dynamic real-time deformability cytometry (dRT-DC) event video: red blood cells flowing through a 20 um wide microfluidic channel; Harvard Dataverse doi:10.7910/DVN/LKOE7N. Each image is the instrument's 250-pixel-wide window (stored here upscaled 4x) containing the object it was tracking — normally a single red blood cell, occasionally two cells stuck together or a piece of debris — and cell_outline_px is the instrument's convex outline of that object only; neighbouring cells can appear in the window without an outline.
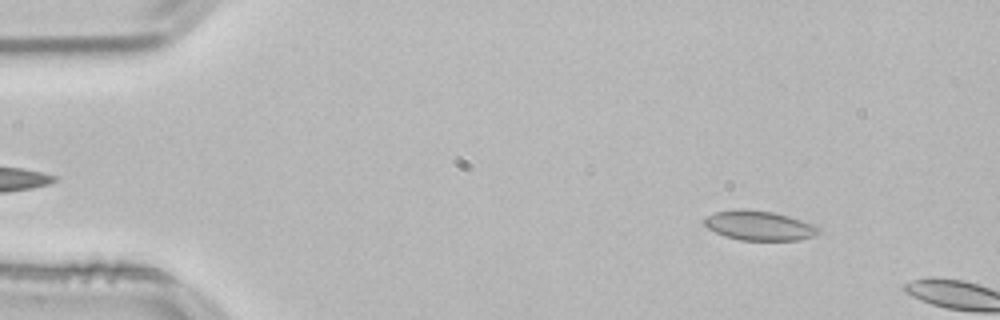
{"species": "common noctule bat (a hibernating species)", "species_latin": "Nyctalus noctula", "temperature_condition": "room temperature", "stored_images_in_passage": 15, "camera_frame_rate_fps": 3000, "um_per_image_px": 0.085, "animal": {"sex": "male", "body_mass_g": 21.5, "forearm_length_mm": 52.0}, "frame": {"image": 1, "passage_image": 6, "time_ms": 1.667, "image_size_px": [1000, 320], "cell_outline_px": [[820, 232], [816, 236], [800, 240], [740, 240], [724, 236], [708, 228], [704, 224], [704, 220], [708, 216], [716, 212], [744, 208], [772, 212], [788, 216], [812, 224], [820, 228]], "centroid_in_image_um": [64.55, 19.18], "position_along_channel_um": 20.4, "area_um2": 19.59}}